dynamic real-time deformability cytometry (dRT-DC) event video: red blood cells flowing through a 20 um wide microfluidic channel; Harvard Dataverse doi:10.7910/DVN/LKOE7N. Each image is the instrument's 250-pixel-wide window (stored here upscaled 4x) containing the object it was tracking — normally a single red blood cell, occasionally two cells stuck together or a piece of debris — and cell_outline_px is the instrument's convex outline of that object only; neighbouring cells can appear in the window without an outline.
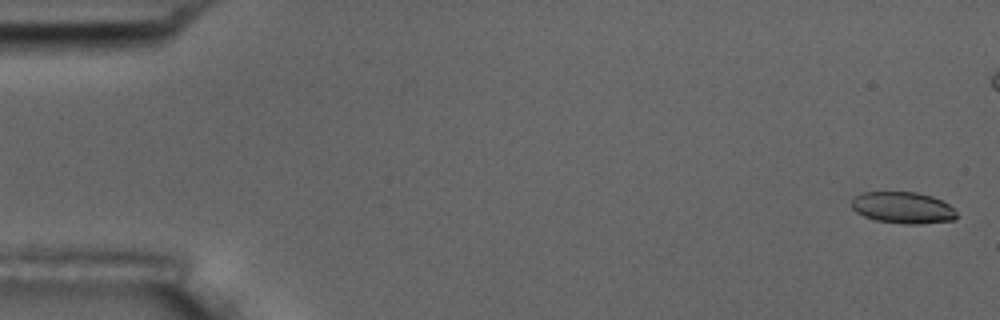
{"species": "common noctule bat (a hibernating species)", "species_latin": "Nyctalus noctula", "temperature_condition": "room temperature", "stored_images_in_passage": 6, "camera_frame_rate_fps": 3000, "um_per_image_px": 0.085, "animal": {"sex": "male", "body_mass_g": 17.5, "forearm_length_mm": 52.3}, "frame": {"image": 1, "passage_image": 1, "time_ms": 0.0, "image_size_px": [1000, 320], "cell_outline_px": [[956, 220], [920, 224], [904, 224], [876, 220], [864, 216], [856, 212], [852, 208], [852, 196], [860, 192], [916, 192], [932, 196], [948, 204], [956, 212]], "centroid_in_image_um": [76.72, 17.65], "position_along_channel_um": 8.3, "area_um2": 19.42}}